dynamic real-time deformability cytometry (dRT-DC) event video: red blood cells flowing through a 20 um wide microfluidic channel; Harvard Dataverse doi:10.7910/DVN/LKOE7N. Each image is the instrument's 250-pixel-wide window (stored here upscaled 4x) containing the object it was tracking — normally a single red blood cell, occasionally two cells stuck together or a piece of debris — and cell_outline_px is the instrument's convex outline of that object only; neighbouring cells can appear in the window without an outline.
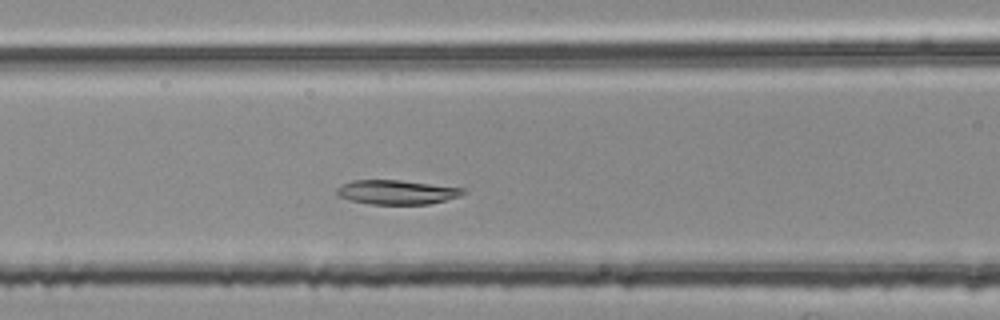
{"species": "common noctule bat (a hibernating species)", "species_latin": "Nyctalus noctula", "temperature_condition": "room temperature", "stored_images_in_passage": 42, "camera_frame_rate_fps": 3000, "um_per_image_px": 0.085, "animal": {"sex": "female", "body_mass_g": 25.1}, "frame": {"image": 1, "passage_image": 16, "time_ms": 5.0, "image_size_px": [1000, 320], "cell_outline_px": [[468, 192], [460, 196], [428, 204], [368, 204], [336, 196], [336, 188], [352, 180], [400, 180], [464, 188]], "centroid_in_image_um": [33.72, 16.33], "position_along_channel_um": 132.9, "area_um2": 17.86}}
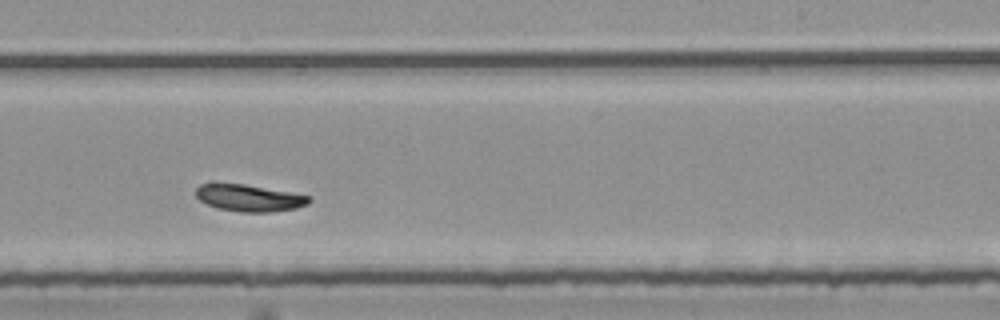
{"frame": {"image": 2, "passage_image": 27, "time_ms": 8.667, "image_size_px": [1000, 320], "cell_outline_px": [[312, 200], [308, 204], [296, 208], [272, 212], [244, 212], [216, 208], [200, 200], [196, 196], [196, 188], [200, 184], [244, 184], [312, 196]], "centroid_in_image_um": [21.22, 16.83], "position_along_channel_um": 267.8, "area_um2": 17.57}}
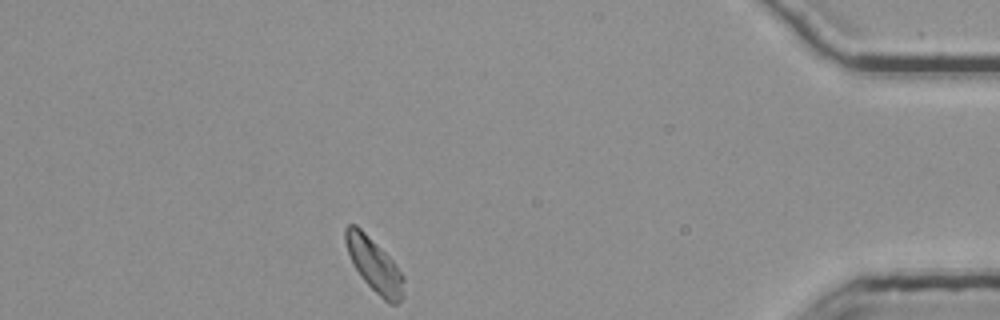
{"frame": {"image": 3, "passage_image": 42, "time_ms": 13.667, "image_size_px": [1000, 320], "cell_outline_px": [[404, 296], [396, 304], [388, 304], [364, 280], [356, 268], [348, 252], [344, 240], [344, 228], [348, 224], [356, 224], [392, 260], [404, 276]], "centroid_in_image_um": [31.82, 22.53], "position_along_channel_um": 403.4, "area_um2": 17.86}, "authors_computed_cell_mechanics": {"area_um2": 18.0047, "velocity_mm_per_s": 3.6979, "shape_relaxation_time_tau1_ms": 4.173, "shape_relaxation_time_tau2_ms": null, "deformation_change_tau1": 0.0738, "deformation_change_tau2": null}}